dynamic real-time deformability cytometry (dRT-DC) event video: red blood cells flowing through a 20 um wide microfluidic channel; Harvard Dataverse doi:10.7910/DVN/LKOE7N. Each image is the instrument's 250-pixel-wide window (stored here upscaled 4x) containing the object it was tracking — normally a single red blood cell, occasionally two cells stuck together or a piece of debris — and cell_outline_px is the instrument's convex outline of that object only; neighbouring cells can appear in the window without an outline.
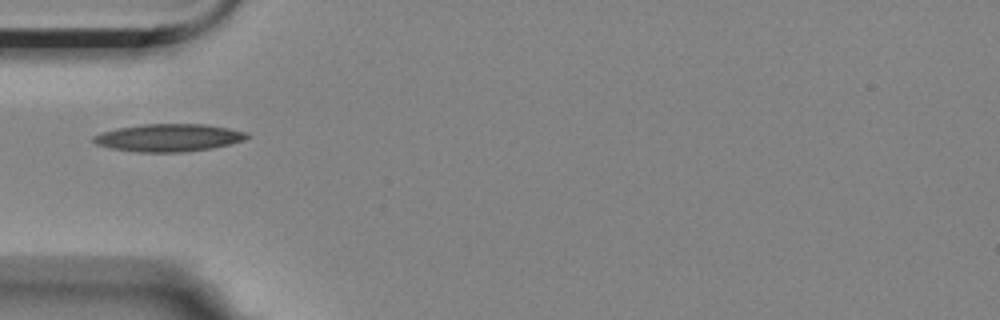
{"species": "Egyptian fruit bat (a non-hibernating species)", "species_latin": "Rousettus aegyptiacus", "temperature_condition": "room temperature", "stored_images_in_passage": 6, "camera_frame_rate_fps": 3000, "um_per_image_px": 0.085, "animal": {"sex": "female"}, "frame": {"image": 1, "passage_image": 1, "time_ms": 0.0, "image_size_px": [1000, 320], "cell_outline_px": [[252, 136], [244, 140], [212, 148], [184, 152], [136, 152], [112, 148], [96, 144], [92, 140], [92, 136], [100, 132], [116, 128], [144, 124], [204, 124], [228, 128], [248, 132]], "centroid_in_image_um": [14.33, 11.7], "position_along_channel_um": 70.7, "area_um2": 24.8}}
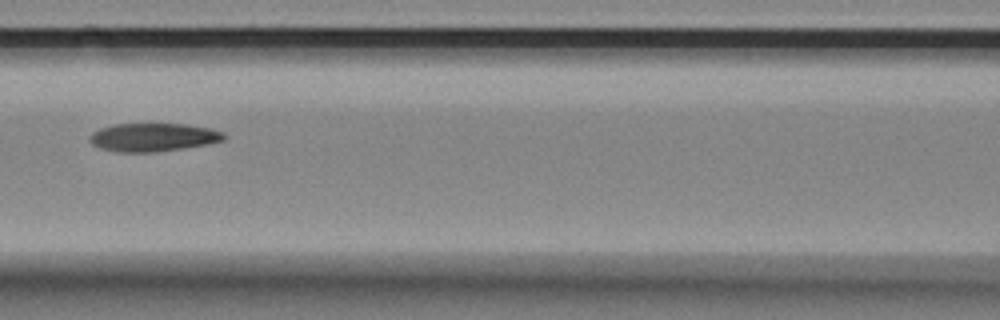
{"frame": {"image": 2, "passage_image": 3, "time_ms": 2.333, "image_size_px": [1000, 320], "cell_outline_px": [[228, 136], [224, 140], [208, 144], [184, 148], [156, 152], [116, 152], [100, 148], [92, 144], [88, 140], [88, 136], [92, 132], [100, 128], [116, 124], [188, 124], [208, 128], [224, 132]], "centroid_in_image_um": [13.02, 11.67], "position_along_channel_um": 153.6, "area_um2": 22.31}}
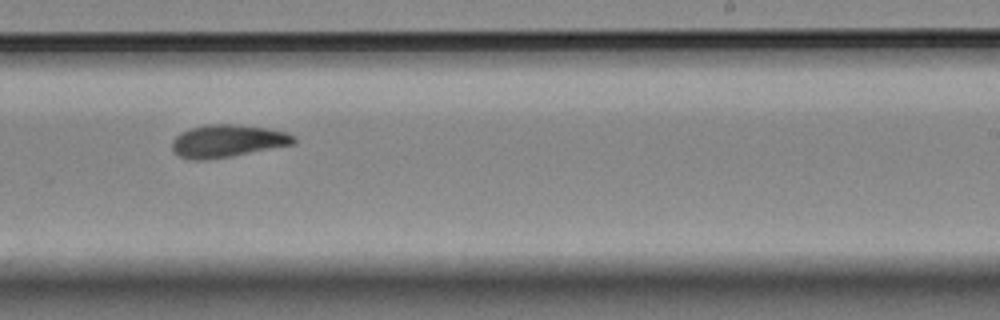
{"frame": {"image": 3, "passage_image": 6, "time_ms": 5.667, "image_size_px": [1000, 320], "cell_outline_px": [[296, 140], [292, 144], [232, 156], [208, 160], [188, 160], [176, 156], [172, 152], [172, 140], [180, 132], [192, 128], [208, 124], [236, 124], [268, 128], [288, 132], [296, 136]], "centroid_in_image_um": [19.29, 11.99], "position_along_channel_um": 269.7, "area_um2": 23.35}}